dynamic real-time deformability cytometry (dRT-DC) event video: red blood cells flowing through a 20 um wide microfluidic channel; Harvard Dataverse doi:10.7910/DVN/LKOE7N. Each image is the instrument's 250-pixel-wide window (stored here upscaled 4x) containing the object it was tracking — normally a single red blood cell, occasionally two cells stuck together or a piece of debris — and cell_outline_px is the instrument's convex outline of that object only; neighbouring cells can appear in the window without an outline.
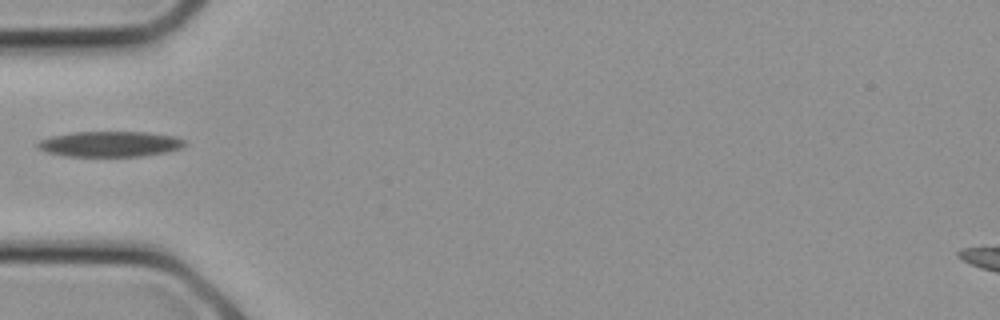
{"species": "common noctule bat (a hibernating species)", "species_latin": "Nyctalus noctula", "temperature_condition": "cold", "stored_images_in_passage": 5, "camera_frame_rate_fps": 3000, "um_per_image_px": 0.085, "animal": {"sex": "female", "body_mass_g": 21.9}, "frame": {"image": 1, "passage_image": 1, "time_ms": 0.0, "image_size_px": [1000, 320], "cell_outline_px": [[184, 144], [180, 148], [164, 152], [144, 156], [64, 156], [44, 152], [36, 148], [36, 144], [40, 140], [52, 136], [76, 132], [148, 132], [176, 136], [184, 140]], "centroid_in_image_um": [9.3, 12.24], "position_along_channel_um": 75.7, "area_um2": 21.85}}
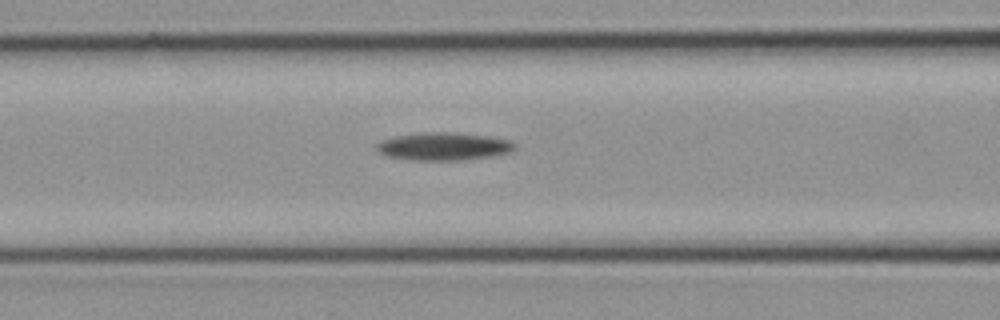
{"frame": {"image": 2, "passage_image": 3, "time_ms": 0.667, "image_size_px": [1000, 320], "cell_outline_px": [[516, 148], [512, 152], [500, 156], [460, 160], [408, 160], [388, 156], [376, 152], [376, 144], [380, 140], [396, 136], [420, 132], [448, 132], [488, 136], [508, 140], [516, 144]], "centroid_in_image_um": [37.72, 12.45], "position_along_channel_um": 128.9, "area_um2": 22.77}}
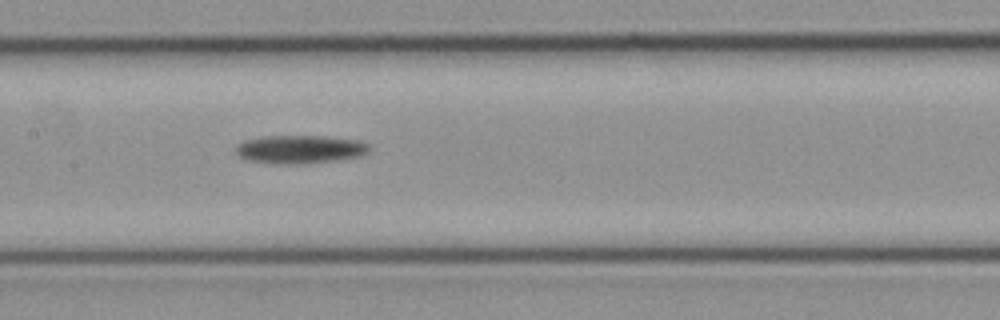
{"frame": {"image": 3, "passage_image": 5, "time_ms": 1.333, "image_size_px": [1000, 320], "cell_outline_px": [[372, 148], [368, 152], [360, 156], [336, 160], [308, 164], [276, 164], [248, 160], [240, 156], [236, 152], [236, 148], [244, 140], [264, 136], [324, 136], [360, 140], [368, 144]], "centroid_in_image_um": [25.55, 12.69], "position_along_channel_um": 181.9, "area_um2": 22.14}}